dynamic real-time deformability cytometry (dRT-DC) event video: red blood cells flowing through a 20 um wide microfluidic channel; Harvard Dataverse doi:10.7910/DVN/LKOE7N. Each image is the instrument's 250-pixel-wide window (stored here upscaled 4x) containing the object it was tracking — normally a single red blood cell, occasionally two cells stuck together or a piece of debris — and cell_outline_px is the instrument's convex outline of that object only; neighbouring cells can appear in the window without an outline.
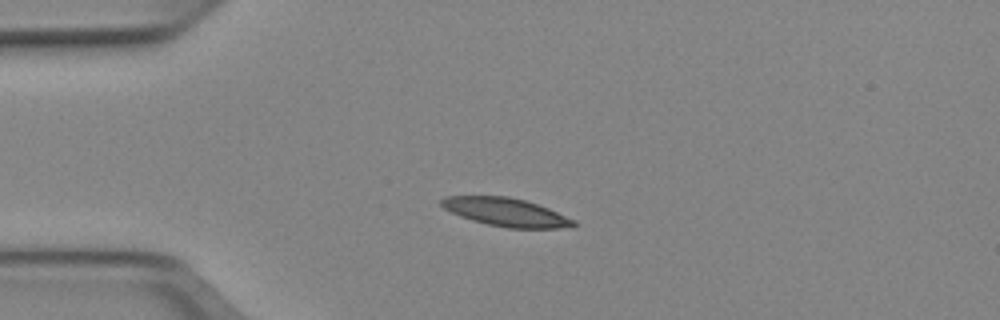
{"species": "Egyptian fruit bat (a non-hibernating species)", "species_latin": "Rousettus aegyptiacus", "temperature_condition": "cold", "stored_images_in_passage": 40, "camera_frame_rate_fps": 3000, "um_per_image_px": 0.085, "animal": {"sex": "female"}, "frame": {"image": 1, "passage_image": 1, "time_ms": 0.0, "image_size_px": [1000, 320], "cell_outline_px": [[576, 224], [572, 228], [508, 228], [488, 224], [472, 220], [460, 216], [444, 208], [440, 204], [440, 200], [444, 196], [508, 196], [524, 200], [548, 208], [576, 220]], "centroid_in_image_um": [43.03, 18.03], "position_along_channel_um": 42.0, "area_um2": 21.73}}
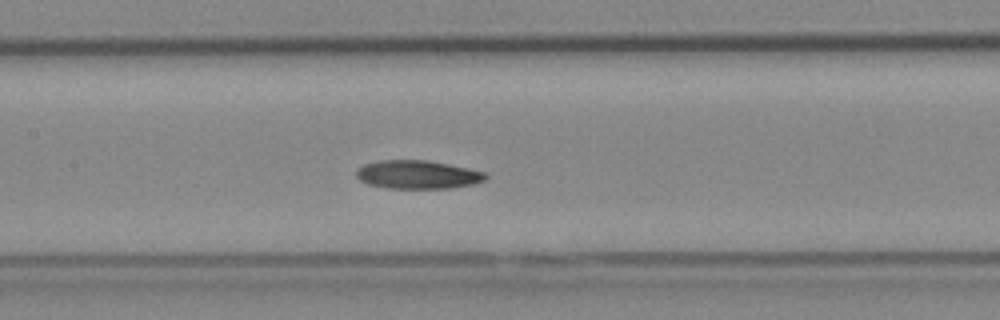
{"frame": {"image": 2, "passage_image": 13, "time_ms": 4.0, "image_size_px": [1000, 320], "cell_outline_px": [[488, 176], [484, 180], [472, 184], [452, 188], [384, 188], [368, 184], [360, 180], [356, 176], [356, 168], [364, 164], [380, 160], [428, 160], [468, 168], [484, 172]], "centroid_in_image_um": [35.46, 14.84], "position_along_channel_um": 171.9, "area_um2": 21.44}}
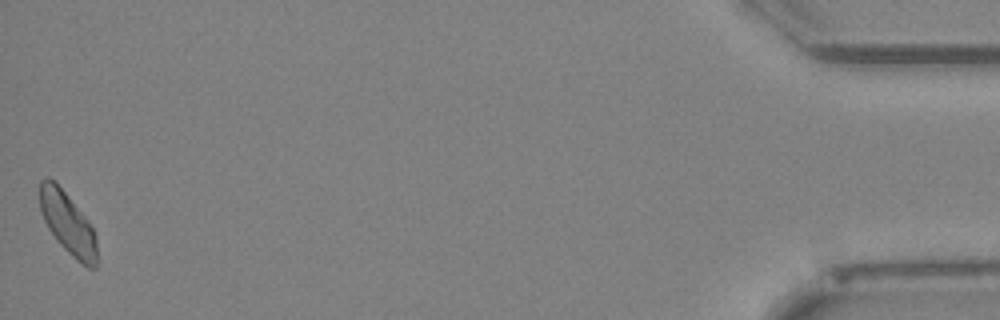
{"frame": {"image": 3, "passage_image": 40, "time_ms": 13.0, "image_size_px": [1000, 320], "cell_outline_px": [[96, 268], [88, 268], [76, 260], [60, 244], [48, 228], [44, 220], [40, 208], [40, 180], [44, 176], [48, 176], [64, 192], [88, 220], [96, 236]], "centroid_in_image_um": [5.75, 18.99], "position_along_channel_um": 429.4, "area_um2": 20.23}}